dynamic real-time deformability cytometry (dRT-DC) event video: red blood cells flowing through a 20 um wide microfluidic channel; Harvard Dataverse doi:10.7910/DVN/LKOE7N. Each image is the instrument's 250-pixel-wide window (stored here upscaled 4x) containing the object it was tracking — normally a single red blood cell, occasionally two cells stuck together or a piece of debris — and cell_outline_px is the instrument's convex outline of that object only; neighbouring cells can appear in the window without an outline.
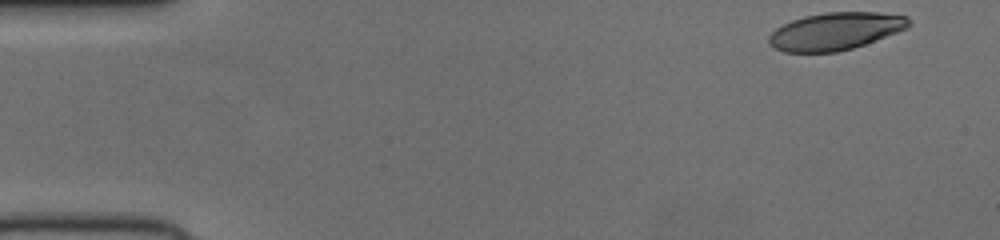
{"species": "human", "species_latin": "Homo sapiens", "temperature_condition": "cold", "stored_images_in_passage": 49, "camera_frame_rate_fps": 3000, "um_per_image_px": 0.085, "donor": {"sex": "female"}, "frame": {"image": 1, "passage_image": 1, "time_ms": 0.0, "image_size_px": [1000, 240], "cell_outline_px": [[912, 24], [908, 28], [864, 44], [852, 48], [836, 52], [784, 52], [768, 44], [768, 36], [776, 28], [792, 20], [804, 16], [824, 12], [876, 12], [908, 16], [912, 20]], "centroid_in_image_um": [71.02, 2.64], "position_along_channel_um": 14.0, "area_um2": 30.58}}
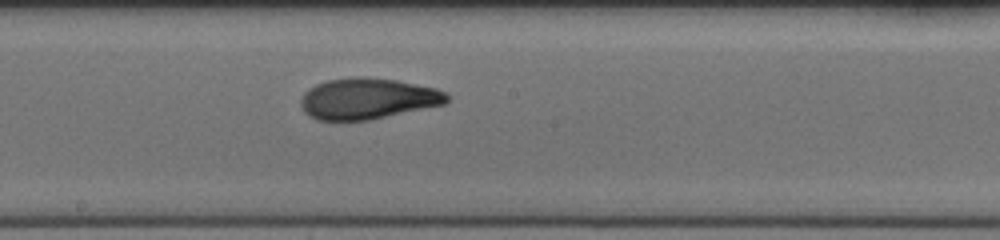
{"frame": {"image": 2, "passage_image": 26, "time_ms": 8.333, "image_size_px": [1000, 240], "cell_outline_px": [[448, 100], [444, 104], [368, 120], [316, 120], [308, 116], [304, 112], [300, 104], [300, 100], [304, 92], [308, 88], [316, 84], [328, 80], [356, 76], [364, 76], [396, 80], [436, 88], [444, 92], [448, 96]], "centroid_in_image_um": [31.2, 8.38], "position_along_channel_um": 217.0, "area_um2": 34.91}}
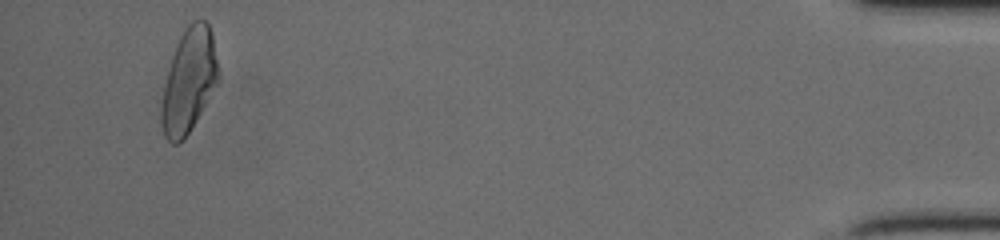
{"frame": {"image": 3, "passage_image": 47, "time_ms": 15.333, "image_size_px": [1000, 240], "cell_outline_px": [[220, 80], [188, 132], [176, 144], [172, 144], [164, 136], [160, 124], [160, 108], [164, 88], [172, 56], [176, 44], [180, 36], [188, 24], [192, 20], [204, 20], [208, 24], [212, 32], [220, 76]], "centroid_in_image_um": [16.06, 6.84], "position_along_channel_um": 419.1, "area_um2": 34.22}}